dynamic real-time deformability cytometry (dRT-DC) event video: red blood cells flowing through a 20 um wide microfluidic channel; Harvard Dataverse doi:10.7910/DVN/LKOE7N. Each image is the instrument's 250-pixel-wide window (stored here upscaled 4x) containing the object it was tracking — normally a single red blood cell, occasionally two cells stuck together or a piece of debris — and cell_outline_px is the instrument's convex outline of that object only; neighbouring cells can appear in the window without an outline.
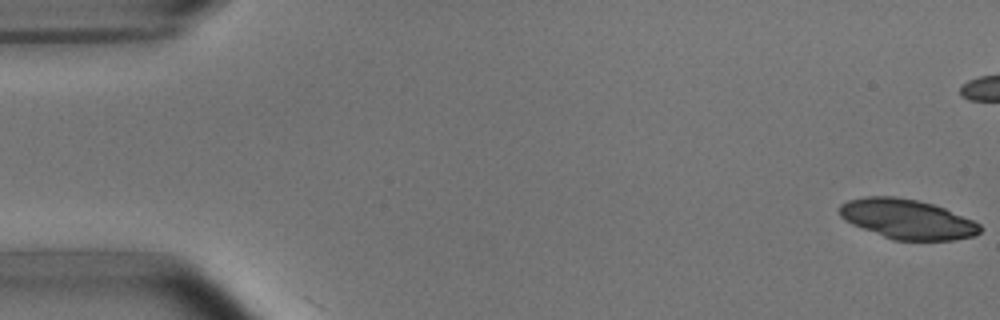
{"species": "common noctule bat (a hibernating species)", "species_latin": "Nyctalus noctula", "temperature_condition": "room temperature", "stored_images_in_passage": 2, "camera_frame_rate_fps": 3000, "um_per_image_px": 0.085, "animal": {"sex": "male", "body_mass_g": 15.6}, "frame": {"image": 1, "passage_image": 1, "time_ms": 0.0, "image_size_px": [1000, 320], "cell_outline_px": [[980, 232], [972, 236], [952, 240], [892, 240], [852, 224], [844, 220], [840, 216], [840, 204], [848, 200], [864, 196], [896, 196], [916, 200], [932, 204], [944, 208], [972, 220], [980, 224]], "centroid_in_image_um": [77.07, 18.62], "position_along_channel_um": 7.9, "area_um2": 32.31}}